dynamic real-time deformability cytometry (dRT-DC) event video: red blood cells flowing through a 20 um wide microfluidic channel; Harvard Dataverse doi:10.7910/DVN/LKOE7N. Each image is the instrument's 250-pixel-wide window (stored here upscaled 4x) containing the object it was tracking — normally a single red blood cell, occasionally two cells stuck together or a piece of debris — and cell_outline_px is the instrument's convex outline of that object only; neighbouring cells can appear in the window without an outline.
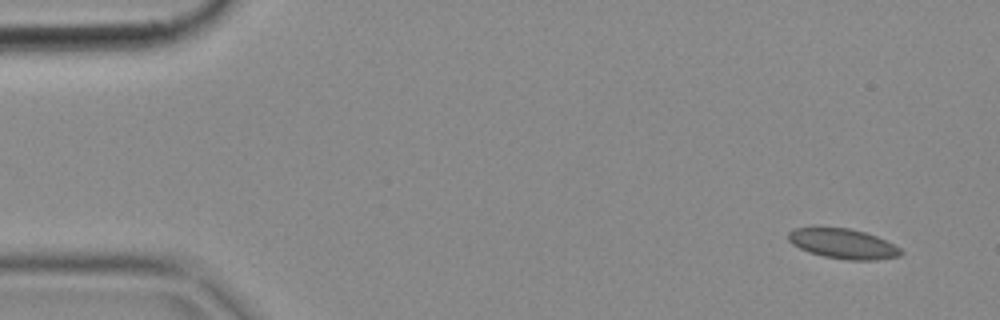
{"species": "common noctule bat (a hibernating species)", "species_latin": "Nyctalus noctula", "temperature_condition": "cold", "stored_images_in_passage": 5, "camera_frame_rate_fps": 3000, "um_per_image_px": 0.085, "animal": {"sex": "female", "body_mass_g": 18.4}, "frame": {"image": 1, "passage_image": 1, "time_ms": 0.0, "image_size_px": [1000, 320], "cell_outline_px": [[904, 252], [900, 256], [876, 260], [848, 260], [824, 256], [808, 252], [792, 244], [788, 240], [788, 232], [796, 228], [848, 228], [864, 232], [876, 236], [900, 248]], "centroid_in_image_um": [71.66, 20.73], "position_along_channel_um": 13.3, "area_um2": 19.42}}
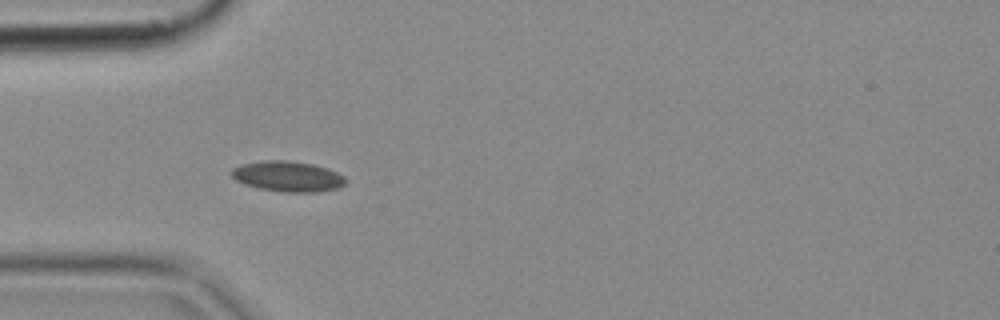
{"frame": {"image": 2, "passage_image": 4, "time_ms": 1.0, "image_size_px": [1000, 320], "cell_outline_px": [[348, 180], [344, 184], [336, 188], [316, 192], [284, 192], [260, 188], [244, 184], [236, 180], [232, 176], [232, 168], [240, 164], [264, 160], [288, 160], [312, 164], [328, 168], [344, 176]], "centroid_in_image_um": [24.46, 14.98], "position_along_channel_um": 60.5, "area_um2": 20.23}}
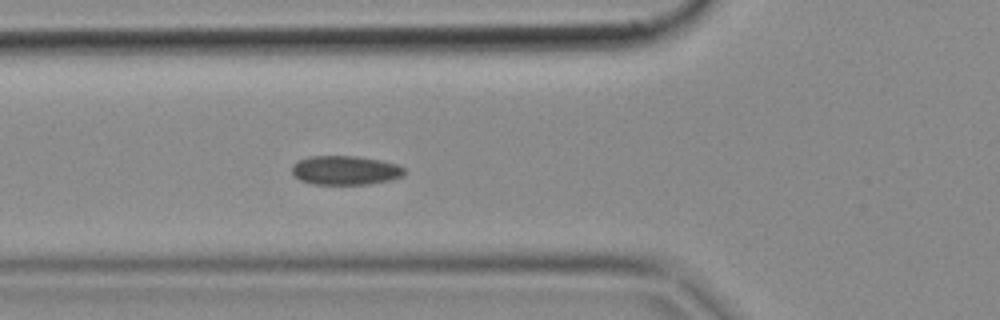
{"frame": {"image": 3, "passage_image": 5, "time_ms": 1.333, "image_size_px": [1000, 320], "cell_outline_px": [[404, 176], [388, 180], [368, 184], [312, 184], [300, 180], [292, 172], [292, 164], [300, 160], [312, 156], [356, 156], [380, 160], [396, 164], [404, 168]], "centroid_in_image_um": [29.34, 14.47], "position_along_channel_um": 96.5, "area_um2": 18.9}}